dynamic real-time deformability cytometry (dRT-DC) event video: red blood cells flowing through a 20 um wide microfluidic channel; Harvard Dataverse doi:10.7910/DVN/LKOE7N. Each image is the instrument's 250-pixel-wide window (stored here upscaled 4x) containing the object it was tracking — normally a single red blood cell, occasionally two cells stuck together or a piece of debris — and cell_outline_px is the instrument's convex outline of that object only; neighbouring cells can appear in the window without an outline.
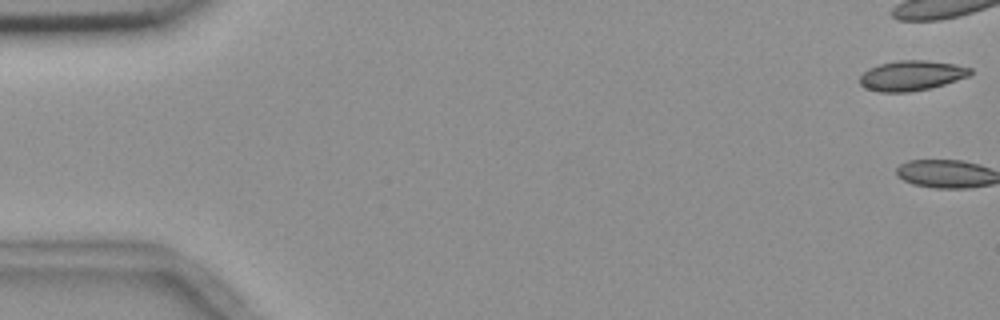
{"species": "common noctule bat (a hibernating species)", "species_latin": "Nyctalus noctula", "temperature_condition": "room temperature", "stored_images_in_passage": 3, "camera_frame_rate_fps": 3000, "um_per_image_px": 0.085, "animal": {"sex": "female", "body_mass_g": 18.4}, "frame": {"image": 1, "passage_image": 1, "time_ms": 0.0, "image_size_px": [1000, 320], "cell_outline_px": [[972, 72], [968, 76], [944, 84], [928, 88], [908, 92], [880, 92], [864, 88], [860, 84], [860, 76], [868, 68], [880, 64], [900, 60], [928, 60], [956, 64], [972, 68]], "centroid_in_image_um": [77.47, 6.42], "position_along_channel_um": 7.5, "area_um2": 19.31}}